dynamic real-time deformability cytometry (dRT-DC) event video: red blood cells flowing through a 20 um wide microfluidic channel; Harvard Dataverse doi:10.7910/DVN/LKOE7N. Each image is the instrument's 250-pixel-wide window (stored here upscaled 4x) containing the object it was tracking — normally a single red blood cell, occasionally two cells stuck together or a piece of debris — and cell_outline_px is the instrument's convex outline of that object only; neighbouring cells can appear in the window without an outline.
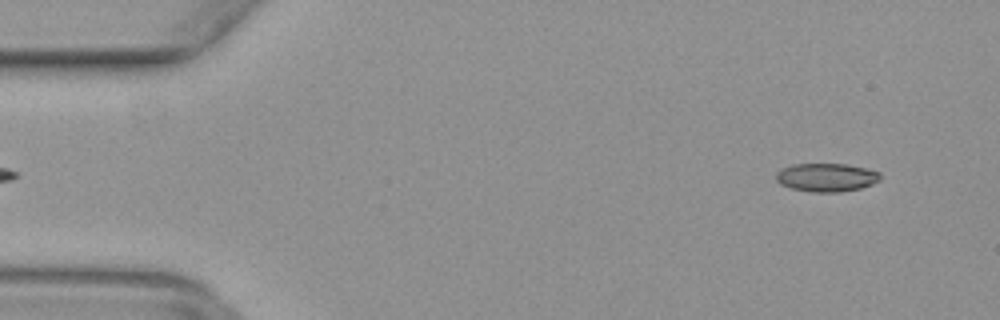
{"species": "common noctule bat (a hibernating species)", "species_latin": "Nyctalus noctula", "temperature_condition": "warm", "stored_images_in_passage": 47, "camera_frame_rate_fps": 3000, "um_per_image_px": 0.085, "animal": {"sex": "female", "body_mass_g": 29.2, "forearm_length_mm": 56.3}, "frame": {"image": 1, "passage_image": 2, "time_ms": 0.333, "image_size_px": [1000, 320], "cell_outline_px": [[880, 180], [872, 184], [860, 188], [840, 192], [812, 192], [788, 188], [780, 184], [776, 180], [776, 172], [792, 164], [848, 164], [880, 172]], "centroid_in_image_um": [70.23, 15.08], "position_along_channel_um": 14.8, "area_um2": 17.28}}
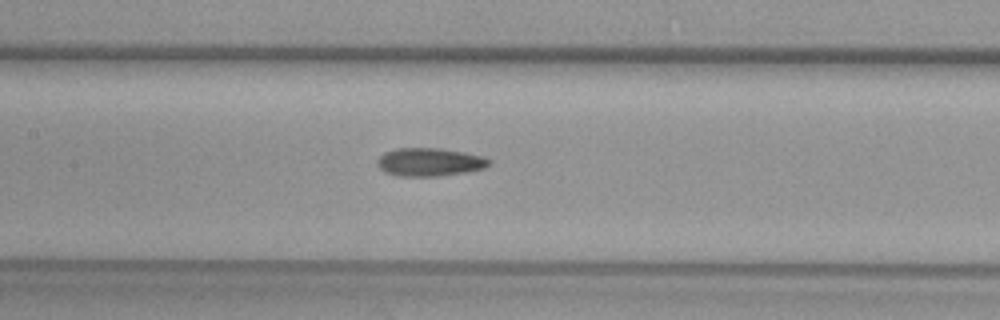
{"frame": {"image": 2, "passage_image": 21, "time_ms": 6.667, "image_size_px": [1000, 320], "cell_outline_px": [[492, 164], [484, 168], [468, 172], [440, 176], [396, 176], [384, 172], [376, 164], [376, 160], [384, 152], [396, 148], [440, 148], [464, 152], [484, 156], [492, 160]], "centroid_in_image_um": [36.53, 13.78], "position_along_channel_um": 170.9, "area_um2": 18.73}}
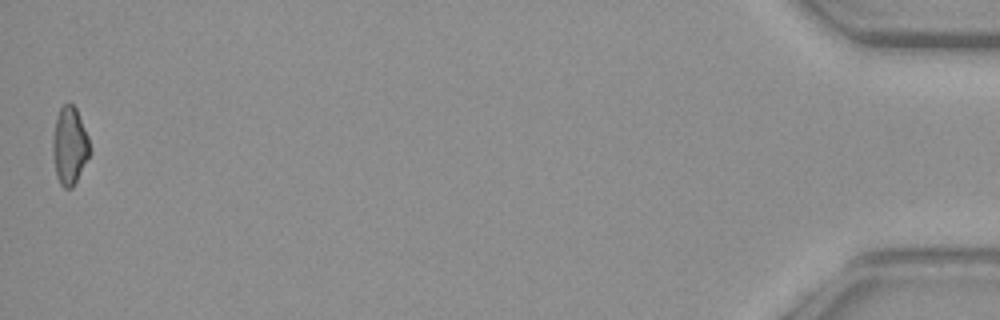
{"frame": {"image": 3, "passage_image": 47, "time_ms": 15.333, "image_size_px": [1000, 320], "cell_outline_px": [[88, 156], [72, 188], [64, 188], [60, 184], [56, 176], [52, 152], [52, 136], [56, 116], [60, 108], [68, 100], [76, 108], [88, 136]], "centroid_in_image_um": [5.86, 12.34], "position_along_channel_um": 429.3, "area_um2": 16.59}}